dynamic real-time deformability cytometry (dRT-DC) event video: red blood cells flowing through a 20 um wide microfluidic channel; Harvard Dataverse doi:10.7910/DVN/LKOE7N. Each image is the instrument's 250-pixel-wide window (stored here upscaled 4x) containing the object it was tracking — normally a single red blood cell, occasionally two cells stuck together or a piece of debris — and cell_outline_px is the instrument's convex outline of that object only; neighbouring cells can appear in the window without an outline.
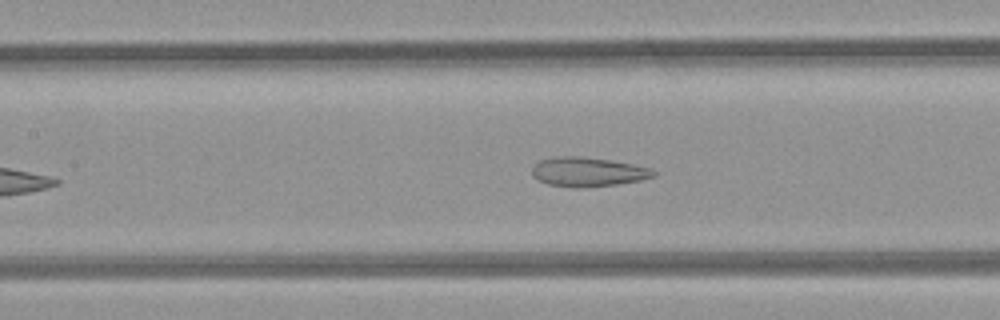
{"species": "common noctule bat (a hibernating species)", "species_latin": "Nyctalus noctula", "temperature_condition": "room temperature", "stored_images_in_passage": 32, "camera_frame_rate_fps": 3000, "um_per_image_px": 0.085, "animal": {"sex": "female", "body_mass_g": 21.9}, "frame": {"image": 1, "passage_image": 7, "time_ms": 2.0, "image_size_px": [1000, 320], "cell_outline_px": [[656, 176], [640, 180], [616, 184], [576, 188], [572, 188], [548, 184], [532, 176], [532, 168], [540, 160], [556, 156], [580, 156], [608, 160], [632, 164], [652, 168], [656, 172]], "centroid_in_image_um": [49.97, 14.61], "position_along_channel_um": 157.4, "area_um2": 20.63}}
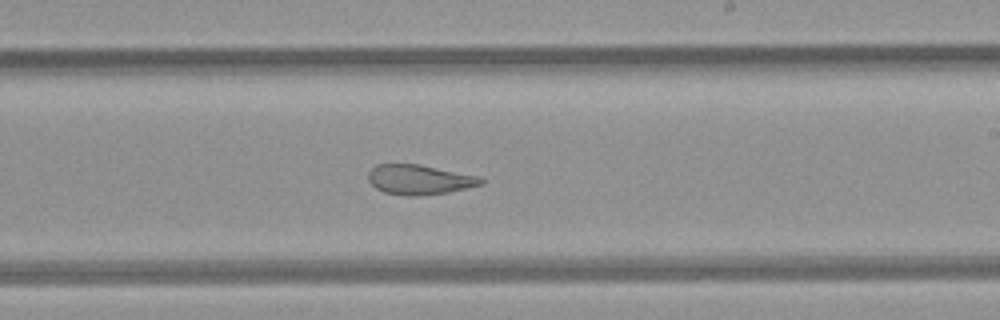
{"frame": {"image": 2, "passage_image": 14, "time_ms": 4.333, "image_size_px": [1000, 320], "cell_outline_px": [[484, 184], [448, 192], [420, 196], [404, 196], [384, 192], [376, 188], [368, 180], [368, 172], [376, 164], [420, 164], [476, 176], [484, 180]], "centroid_in_image_um": [35.61, 15.27], "position_along_channel_um": 253.4, "area_um2": 19.54}}
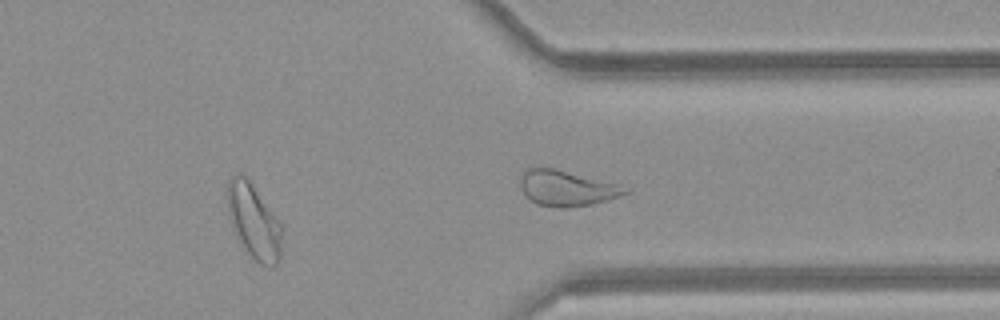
{"frame": {"image": 3, "passage_image": 22, "time_ms": 7.0, "image_size_px": [1000, 320], "cell_outline_px": [[280, 260], [272, 268], [268, 268], [260, 264], [248, 252], [236, 236], [232, 228], [228, 216], [228, 180], [236, 172], [240, 172], [252, 184], [280, 224]], "centroid_in_image_um": [21.54, 18.83], "position_along_channel_um": 389.9, "area_um2": 23.18}}